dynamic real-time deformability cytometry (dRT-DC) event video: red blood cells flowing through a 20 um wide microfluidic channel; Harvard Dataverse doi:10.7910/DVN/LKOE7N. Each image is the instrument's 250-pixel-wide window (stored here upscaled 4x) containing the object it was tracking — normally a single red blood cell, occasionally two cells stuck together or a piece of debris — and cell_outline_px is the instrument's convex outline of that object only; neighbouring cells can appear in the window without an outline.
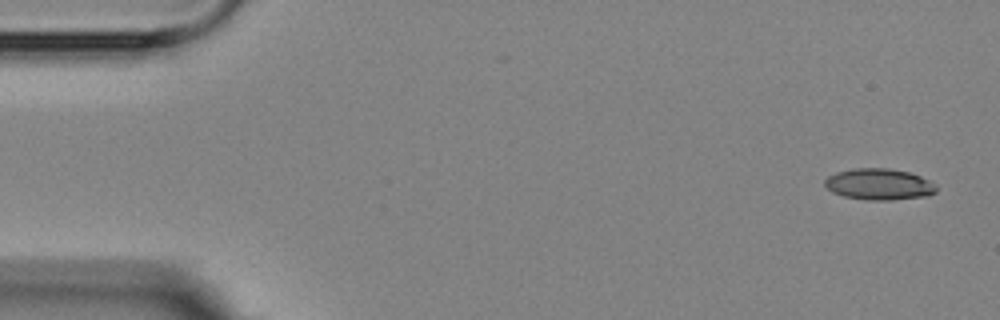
{"species": "Egyptian fruit bat (a non-hibernating species)", "species_latin": "Rousettus aegyptiacus", "temperature_condition": "room temperature", "stored_images_in_passage": 4, "camera_frame_rate_fps": 3000, "um_per_image_px": 0.085, "animal": {"sex": "female"}, "frame": {"image": 1, "passage_image": 1, "time_ms": 0.0, "image_size_px": [1000, 320], "cell_outline_px": [[936, 192], [928, 196], [892, 200], [868, 200], [844, 196], [832, 192], [824, 184], [824, 180], [828, 176], [836, 172], [852, 168], [888, 168], [908, 172], [920, 176], [936, 184]], "centroid_in_image_um": [74.72, 15.66], "position_along_channel_um": 10.3, "area_um2": 20.4}}
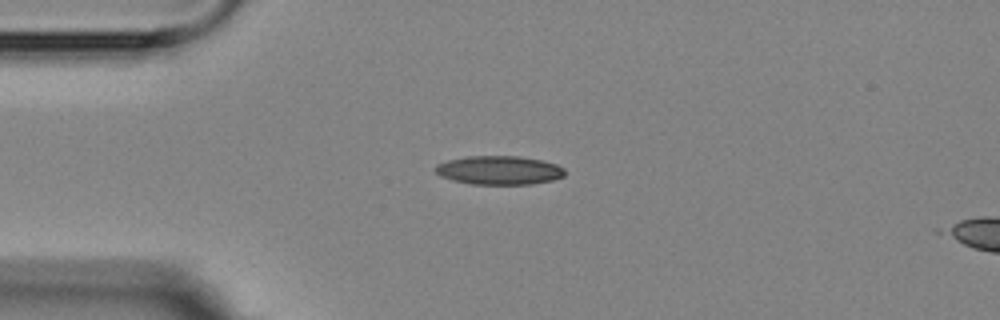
{"frame": {"image": 2, "passage_image": 3, "time_ms": 3.667, "image_size_px": [1000, 320], "cell_outline_px": [[564, 176], [552, 180], [532, 184], [472, 184], [452, 180], [440, 176], [432, 168], [436, 164], [448, 160], [468, 156], [520, 156], [540, 160], [556, 164], [564, 168]], "centroid_in_image_um": [42.39, 14.47], "position_along_channel_um": 42.6, "area_um2": 21.73}}